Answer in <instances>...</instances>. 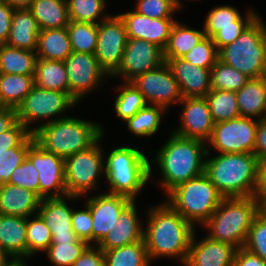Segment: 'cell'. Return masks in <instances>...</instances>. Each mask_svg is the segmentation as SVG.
<instances>
[{"label":"cell","mask_w":266,"mask_h":266,"mask_svg":"<svg viewBox=\"0 0 266 266\" xmlns=\"http://www.w3.org/2000/svg\"><path fill=\"white\" fill-rule=\"evenodd\" d=\"M14 10L7 2L0 0V44H6L8 40Z\"/></svg>","instance_id":"53"},{"label":"cell","mask_w":266,"mask_h":266,"mask_svg":"<svg viewBox=\"0 0 266 266\" xmlns=\"http://www.w3.org/2000/svg\"><path fill=\"white\" fill-rule=\"evenodd\" d=\"M175 0H136L134 11L149 18H173Z\"/></svg>","instance_id":"48"},{"label":"cell","mask_w":266,"mask_h":266,"mask_svg":"<svg viewBox=\"0 0 266 266\" xmlns=\"http://www.w3.org/2000/svg\"><path fill=\"white\" fill-rule=\"evenodd\" d=\"M178 82L182 98L206 97L211 91V69L201 68L182 58L164 59Z\"/></svg>","instance_id":"21"},{"label":"cell","mask_w":266,"mask_h":266,"mask_svg":"<svg viewBox=\"0 0 266 266\" xmlns=\"http://www.w3.org/2000/svg\"><path fill=\"white\" fill-rule=\"evenodd\" d=\"M67 31L73 52L95 54L98 24L69 21Z\"/></svg>","instance_id":"39"},{"label":"cell","mask_w":266,"mask_h":266,"mask_svg":"<svg viewBox=\"0 0 266 266\" xmlns=\"http://www.w3.org/2000/svg\"><path fill=\"white\" fill-rule=\"evenodd\" d=\"M254 154L259 163L266 162V119L258 120Z\"/></svg>","instance_id":"54"},{"label":"cell","mask_w":266,"mask_h":266,"mask_svg":"<svg viewBox=\"0 0 266 266\" xmlns=\"http://www.w3.org/2000/svg\"><path fill=\"white\" fill-rule=\"evenodd\" d=\"M240 11L233 6L217 5L205 16L203 29L207 37L212 38L222 27L235 26V21L241 16Z\"/></svg>","instance_id":"44"},{"label":"cell","mask_w":266,"mask_h":266,"mask_svg":"<svg viewBox=\"0 0 266 266\" xmlns=\"http://www.w3.org/2000/svg\"><path fill=\"white\" fill-rule=\"evenodd\" d=\"M232 266H266V260L242 247L237 249Z\"/></svg>","instance_id":"55"},{"label":"cell","mask_w":266,"mask_h":266,"mask_svg":"<svg viewBox=\"0 0 266 266\" xmlns=\"http://www.w3.org/2000/svg\"><path fill=\"white\" fill-rule=\"evenodd\" d=\"M143 240L150 261L173 258L184 265L195 227L186 221L167 201L147 210Z\"/></svg>","instance_id":"1"},{"label":"cell","mask_w":266,"mask_h":266,"mask_svg":"<svg viewBox=\"0 0 266 266\" xmlns=\"http://www.w3.org/2000/svg\"><path fill=\"white\" fill-rule=\"evenodd\" d=\"M34 141L31 133L18 147L0 151V184L9 182L12 172L26 159L28 149Z\"/></svg>","instance_id":"42"},{"label":"cell","mask_w":266,"mask_h":266,"mask_svg":"<svg viewBox=\"0 0 266 266\" xmlns=\"http://www.w3.org/2000/svg\"><path fill=\"white\" fill-rule=\"evenodd\" d=\"M35 142L45 151L67 158L92 146L103 134L97 122L77 117H65L42 126H34Z\"/></svg>","instance_id":"5"},{"label":"cell","mask_w":266,"mask_h":266,"mask_svg":"<svg viewBox=\"0 0 266 266\" xmlns=\"http://www.w3.org/2000/svg\"><path fill=\"white\" fill-rule=\"evenodd\" d=\"M2 251L0 247V266H17L12 260Z\"/></svg>","instance_id":"59"},{"label":"cell","mask_w":266,"mask_h":266,"mask_svg":"<svg viewBox=\"0 0 266 266\" xmlns=\"http://www.w3.org/2000/svg\"><path fill=\"white\" fill-rule=\"evenodd\" d=\"M85 209L76 210L73 208L71 223L74 233L80 240L92 245V215L90 208L85 204Z\"/></svg>","instance_id":"50"},{"label":"cell","mask_w":266,"mask_h":266,"mask_svg":"<svg viewBox=\"0 0 266 266\" xmlns=\"http://www.w3.org/2000/svg\"><path fill=\"white\" fill-rule=\"evenodd\" d=\"M35 52L39 59L64 61L73 52L67 27L40 30Z\"/></svg>","instance_id":"28"},{"label":"cell","mask_w":266,"mask_h":266,"mask_svg":"<svg viewBox=\"0 0 266 266\" xmlns=\"http://www.w3.org/2000/svg\"><path fill=\"white\" fill-rule=\"evenodd\" d=\"M15 9L29 8L33 0H4Z\"/></svg>","instance_id":"58"},{"label":"cell","mask_w":266,"mask_h":266,"mask_svg":"<svg viewBox=\"0 0 266 266\" xmlns=\"http://www.w3.org/2000/svg\"><path fill=\"white\" fill-rule=\"evenodd\" d=\"M28 9L41 30L61 29L70 21L67 0H33Z\"/></svg>","instance_id":"29"},{"label":"cell","mask_w":266,"mask_h":266,"mask_svg":"<svg viewBox=\"0 0 266 266\" xmlns=\"http://www.w3.org/2000/svg\"><path fill=\"white\" fill-rule=\"evenodd\" d=\"M34 81L37 87L69 94V83L64 61L37 58Z\"/></svg>","instance_id":"33"},{"label":"cell","mask_w":266,"mask_h":266,"mask_svg":"<svg viewBox=\"0 0 266 266\" xmlns=\"http://www.w3.org/2000/svg\"><path fill=\"white\" fill-rule=\"evenodd\" d=\"M72 266H105L103 251L96 245H89Z\"/></svg>","instance_id":"52"},{"label":"cell","mask_w":266,"mask_h":266,"mask_svg":"<svg viewBox=\"0 0 266 266\" xmlns=\"http://www.w3.org/2000/svg\"><path fill=\"white\" fill-rule=\"evenodd\" d=\"M205 98L214 123L241 116L234 91L211 89Z\"/></svg>","instance_id":"36"},{"label":"cell","mask_w":266,"mask_h":266,"mask_svg":"<svg viewBox=\"0 0 266 266\" xmlns=\"http://www.w3.org/2000/svg\"><path fill=\"white\" fill-rule=\"evenodd\" d=\"M88 246L87 242H60L51 244L45 253L54 266H72Z\"/></svg>","instance_id":"43"},{"label":"cell","mask_w":266,"mask_h":266,"mask_svg":"<svg viewBox=\"0 0 266 266\" xmlns=\"http://www.w3.org/2000/svg\"><path fill=\"white\" fill-rule=\"evenodd\" d=\"M27 158L38 170L41 199L68 195L65 187L64 158L45 151L35 141L28 149Z\"/></svg>","instance_id":"15"},{"label":"cell","mask_w":266,"mask_h":266,"mask_svg":"<svg viewBox=\"0 0 266 266\" xmlns=\"http://www.w3.org/2000/svg\"><path fill=\"white\" fill-rule=\"evenodd\" d=\"M144 96L147 104L169 110L182 100L178 82L166 62L159 67L136 76L130 81Z\"/></svg>","instance_id":"13"},{"label":"cell","mask_w":266,"mask_h":266,"mask_svg":"<svg viewBox=\"0 0 266 266\" xmlns=\"http://www.w3.org/2000/svg\"><path fill=\"white\" fill-rule=\"evenodd\" d=\"M105 266H151L144 240L103 251Z\"/></svg>","instance_id":"35"},{"label":"cell","mask_w":266,"mask_h":266,"mask_svg":"<svg viewBox=\"0 0 266 266\" xmlns=\"http://www.w3.org/2000/svg\"><path fill=\"white\" fill-rule=\"evenodd\" d=\"M210 151L207 149L204 173L223 197L253 196L259 167L257 156L254 153H218L212 156Z\"/></svg>","instance_id":"3"},{"label":"cell","mask_w":266,"mask_h":266,"mask_svg":"<svg viewBox=\"0 0 266 266\" xmlns=\"http://www.w3.org/2000/svg\"><path fill=\"white\" fill-rule=\"evenodd\" d=\"M80 197L66 195L64 197H53L41 199L38 214L47 224L52 233V243L60 242H86L80 240L72 229L71 216L73 208L69 207L67 201L73 202Z\"/></svg>","instance_id":"18"},{"label":"cell","mask_w":266,"mask_h":266,"mask_svg":"<svg viewBox=\"0 0 266 266\" xmlns=\"http://www.w3.org/2000/svg\"><path fill=\"white\" fill-rule=\"evenodd\" d=\"M253 198L258 202L259 207L266 202V162L259 163L257 185Z\"/></svg>","instance_id":"56"},{"label":"cell","mask_w":266,"mask_h":266,"mask_svg":"<svg viewBox=\"0 0 266 266\" xmlns=\"http://www.w3.org/2000/svg\"><path fill=\"white\" fill-rule=\"evenodd\" d=\"M77 104L66 92L44 89L34 85L22 104L16 109L18 121L33 133L32 125L34 123L41 120V124L37 125L42 126L45 123L65 118L67 117L65 116L66 110ZM44 119L47 121L45 122Z\"/></svg>","instance_id":"10"},{"label":"cell","mask_w":266,"mask_h":266,"mask_svg":"<svg viewBox=\"0 0 266 266\" xmlns=\"http://www.w3.org/2000/svg\"><path fill=\"white\" fill-rule=\"evenodd\" d=\"M35 51L0 44V73L35 75Z\"/></svg>","instance_id":"32"},{"label":"cell","mask_w":266,"mask_h":266,"mask_svg":"<svg viewBox=\"0 0 266 266\" xmlns=\"http://www.w3.org/2000/svg\"><path fill=\"white\" fill-rule=\"evenodd\" d=\"M180 127L173 133L185 138L200 139L207 142L213 132L214 122L205 97H185L179 102Z\"/></svg>","instance_id":"19"},{"label":"cell","mask_w":266,"mask_h":266,"mask_svg":"<svg viewBox=\"0 0 266 266\" xmlns=\"http://www.w3.org/2000/svg\"><path fill=\"white\" fill-rule=\"evenodd\" d=\"M249 79V77L219 59L211 68V89L237 92Z\"/></svg>","instance_id":"41"},{"label":"cell","mask_w":266,"mask_h":266,"mask_svg":"<svg viewBox=\"0 0 266 266\" xmlns=\"http://www.w3.org/2000/svg\"><path fill=\"white\" fill-rule=\"evenodd\" d=\"M40 202L41 198L26 188L0 184V214L28 218L38 213Z\"/></svg>","instance_id":"25"},{"label":"cell","mask_w":266,"mask_h":266,"mask_svg":"<svg viewBox=\"0 0 266 266\" xmlns=\"http://www.w3.org/2000/svg\"><path fill=\"white\" fill-rule=\"evenodd\" d=\"M27 218L0 214V247L16 265H27Z\"/></svg>","instance_id":"24"},{"label":"cell","mask_w":266,"mask_h":266,"mask_svg":"<svg viewBox=\"0 0 266 266\" xmlns=\"http://www.w3.org/2000/svg\"><path fill=\"white\" fill-rule=\"evenodd\" d=\"M236 93L241 116L266 119V75L250 78Z\"/></svg>","instance_id":"27"},{"label":"cell","mask_w":266,"mask_h":266,"mask_svg":"<svg viewBox=\"0 0 266 266\" xmlns=\"http://www.w3.org/2000/svg\"><path fill=\"white\" fill-rule=\"evenodd\" d=\"M204 29H193L180 21L172 26L168 43L163 50L164 59L181 58L182 55L188 53L196 46L204 37Z\"/></svg>","instance_id":"31"},{"label":"cell","mask_w":266,"mask_h":266,"mask_svg":"<svg viewBox=\"0 0 266 266\" xmlns=\"http://www.w3.org/2000/svg\"><path fill=\"white\" fill-rule=\"evenodd\" d=\"M8 183L26 188L39 196L38 170L27 157L23 163L12 172Z\"/></svg>","instance_id":"49"},{"label":"cell","mask_w":266,"mask_h":266,"mask_svg":"<svg viewBox=\"0 0 266 266\" xmlns=\"http://www.w3.org/2000/svg\"><path fill=\"white\" fill-rule=\"evenodd\" d=\"M170 132L169 139L156 151L154 158L162 175L159 185L165 195L179 184L202 175L207 155L205 141Z\"/></svg>","instance_id":"2"},{"label":"cell","mask_w":266,"mask_h":266,"mask_svg":"<svg viewBox=\"0 0 266 266\" xmlns=\"http://www.w3.org/2000/svg\"><path fill=\"white\" fill-rule=\"evenodd\" d=\"M166 198L167 202L194 227L199 224L202 227L224 199L205 173L179 184L166 195Z\"/></svg>","instance_id":"8"},{"label":"cell","mask_w":266,"mask_h":266,"mask_svg":"<svg viewBox=\"0 0 266 266\" xmlns=\"http://www.w3.org/2000/svg\"><path fill=\"white\" fill-rule=\"evenodd\" d=\"M243 248L266 260V217L260 212L253 219Z\"/></svg>","instance_id":"46"},{"label":"cell","mask_w":266,"mask_h":266,"mask_svg":"<svg viewBox=\"0 0 266 266\" xmlns=\"http://www.w3.org/2000/svg\"><path fill=\"white\" fill-rule=\"evenodd\" d=\"M257 126L258 119L245 116L214 123L207 149L212 147L217 153H254Z\"/></svg>","instance_id":"11"},{"label":"cell","mask_w":266,"mask_h":266,"mask_svg":"<svg viewBox=\"0 0 266 266\" xmlns=\"http://www.w3.org/2000/svg\"><path fill=\"white\" fill-rule=\"evenodd\" d=\"M259 212L266 217V202L259 207Z\"/></svg>","instance_id":"60"},{"label":"cell","mask_w":266,"mask_h":266,"mask_svg":"<svg viewBox=\"0 0 266 266\" xmlns=\"http://www.w3.org/2000/svg\"><path fill=\"white\" fill-rule=\"evenodd\" d=\"M116 88L117 96L114 100L113 109L116 116L123 122H126L140 109L145 107L147 102L144 96L131 82H122V84L118 85Z\"/></svg>","instance_id":"37"},{"label":"cell","mask_w":266,"mask_h":266,"mask_svg":"<svg viewBox=\"0 0 266 266\" xmlns=\"http://www.w3.org/2000/svg\"><path fill=\"white\" fill-rule=\"evenodd\" d=\"M258 15L257 11L250 8V10L246 11L245 17L240 16L235 21V26L222 27V29L212 37L217 50L219 51L224 46L233 43Z\"/></svg>","instance_id":"47"},{"label":"cell","mask_w":266,"mask_h":266,"mask_svg":"<svg viewBox=\"0 0 266 266\" xmlns=\"http://www.w3.org/2000/svg\"><path fill=\"white\" fill-rule=\"evenodd\" d=\"M17 122L16 109L0 106V133L11 129Z\"/></svg>","instance_id":"57"},{"label":"cell","mask_w":266,"mask_h":266,"mask_svg":"<svg viewBox=\"0 0 266 266\" xmlns=\"http://www.w3.org/2000/svg\"><path fill=\"white\" fill-rule=\"evenodd\" d=\"M181 58L191 64L211 69L219 59L218 50L213 43L212 38L205 36L196 46L188 53H185Z\"/></svg>","instance_id":"45"},{"label":"cell","mask_w":266,"mask_h":266,"mask_svg":"<svg viewBox=\"0 0 266 266\" xmlns=\"http://www.w3.org/2000/svg\"><path fill=\"white\" fill-rule=\"evenodd\" d=\"M259 213L258 202L251 197L224 198L210 218L202 225L212 240L242 248L254 217Z\"/></svg>","instance_id":"6"},{"label":"cell","mask_w":266,"mask_h":266,"mask_svg":"<svg viewBox=\"0 0 266 266\" xmlns=\"http://www.w3.org/2000/svg\"><path fill=\"white\" fill-rule=\"evenodd\" d=\"M126 27L128 39H140L165 49L176 18H149L134 10L117 13Z\"/></svg>","instance_id":"20"},{"label":"cell","mask_w":266,"mask_h":266,"mask_svg":"<svg viewBox=\"0 0 266 266\" xmlns=\"http://www.w3.org/2000/svg\"><path fill=\"white\" fill-rule=\"evenodd\" d=\"M132 201L119 215L118 222L97 245L102 251L143 241L144 226L138 217V209Z\"/></svg>","instance_id":"23"},{"label":"cell","mask_w":266,"mask_h":266,"mask_svg":"<svg viewBox=\"0 0 266 266\" xmlns=\"http://www.w3.org/2000/svg\"><path fill=\"white\" fill-rule=\"evenodd\" d=\"M102 135L92 146L64 159L65 187L68 195L85 197L99 186L104 174Z\"/></svg>","instance_id":"9"},{"label":"cell","mask_w":266,"mask_h":266,"mask_svg":"<svg viewBox=\"0 0 266 266\" xmlns=\"http://www.w3.org/2000/svg\"><path fill=\"white\" fill-rule=\"evenodd\" d=\"M163 50L140 39H128L118 69L110 76L130 82L136 76L153 70L164 63Z\"/></svg>","instance_id":"16"},{"label":"cell","mask_w":266,"mask_h":266,"mask_svg":"<svg viewBox=\"0 0 266 266\" xmlns=\"http://www.w3.org/2000/svg\"><path fill=\"white\" fill-rule=\"evenodd\" d=\"M168 110L161 106L147 104L126 122V128L137 137H151L158 133L163 115Z\"/></svg>","instance_id":"34"},{"label":"cell","mask_w":266,"mask_h":266,"mask_svg":"<svg viewBox=\"0 0 266 266\" xmlns=\"http://www.w3.org/2000/svg\"><path fill=\"white\" fill-rule=\"evenodd\" d=\"M40 30L37 20L28 8L15 9L6 44L19 49L36 51Z\"/></svg>","instance_id":"26"},{"label":"cell","mask_w":266,"mask_h":266,"mask_svg":"<svg viewBox=\"0 0 266 266\" xmlns=\"http://www.w3.org/2000/svg\"><path fill=\"white\" fill-rule=\"evenodd\" d=\"M64 63L69 83V95L77 103L95 89L100 88L102 83L104 85L106 83L104 79L110 78L100 66L95 54L72 52Z\"/></svg>","instance_id":"12"},{"label":"cell","mask_w":266,"mask_h":266,"mask_svg":"<svg viewBox=\"0 0 266 266\" xmlns=\"http://www.w3.org/2000/svg\"><path fill=\"white\" fill-rule=\"evenodd\" d=\"M31 132L19 121L9 130L0 133V151L18 147Z\"/></svg>","instance_id":"51"},{"label":"cell","mask_w":266,"mask_h":266,"mask_svg":"<svg viewBox=\"0 0 266 266\" xmlns=\"http://www.w3.org/2000/svg\"><path fill=\"white\" fill-rule=\"evenodd\" d=\"M34 76L0 73V106L17 109L35 85Z\"/></svg>","instance_id":"30"},{"label":"cell","mask_w":266,"mask_h":266,"mask_svg":"<svg viewBox=\"0 0 266 266\" xmlns=\"http://www.w3.org/2000/svg\"><path fill=\"white\" fill-rule=\"evenodd\" d=\"M192 1H195V0H192ZM196 1H197V0H196ZM198 1H199V0H198ZM175 4H176L178 10L182 9V7L184 6V5H183V0H182V1H181V0H175Z\"/></svg>","instance_id":"61"},{"label":"cell","mask_w":266,"mask_h":266,"mask_svg":"<svg viewBox=\"0 0 266 266\" xmlns=\"http://www.w3.org/2000/svg\"><path fill=\"white\" fill-rule=\"evenodd\" d=\"M86 198L92 221V245H98L118 222L121 212L132 202L131 199L117 194L103 192Z\"/></svg>","instance_id":"17"},{"label":"cell","mask_w":266,"mask_h":266,"mask_svg":"<svg viewBox=\"0 0 266 266\" xmlns=\"http://www.w3.org/2000/svg\"><path fill=\"white\" fill-rule=\"evenodd\" d=\"M132 145H122L104 155L107 192L136 201L152 176V164L146 153ZM106 159V160H105Z\"/></svg>","instance_id":"4"},{"label":"cell","mask_w":266,"mask_h":266,"mask_svg":"<svg viewBox=\"0 0 266 266\" xmlns=\"http://www.w3.org/2000/svg\"><path fill=\"white\" fill-rule=\"evenodd\" d=\"M27 218V259H31L38 252H45L52 243V233L47 224L37 213Z\"/></svg>","instance_id":"40"},{"label":"cell","mask_w":266,"mask_h":266,"mask_svg":"<svg viewBox=\"0 0 266 266\" xmlns=\"http://www.w3.org/2000/svg\"><path fill=\"white\" fill-rule=\"evenodd\" d=\"M219 60L249 78L266 75V24L258 15L240 36L218 51Z\"/></svg>","instance_id":"7"},{"label":"cell","mask_w":266,"mask_h":266,"mask_svg":"<svg viewBox=\"0 0 266 266\" xmlns=\"http://www.w3.org/2000/svg\"><path fill=\"white\" fill-rule=\"evenodd\" d=\"M127 41L126 27L118 14H112L98 24L95 57L109 76L120 66Z\"/></svg>","instance_id":"14"},{"label":"cell","mask_w":266,"mask_h":266,"mask_svg":"<svg viewBox=\"0 0 266 266\" xmlns=\"http://www.w3.org/2000/svg\"><path fill=\"white\" fill-rule=\"evenodd\" d=\"M195 234L196 232L192 237L184 266H232L236 247L207 236L197 241Z\"/></svg>","instance_id":"22"},{"label":"cell","mask_w":266,"mask_h":266,"mask_svg":"<svg viewBox=\"0 0 266 266\" xmlns=\"http://www.w3.org/2000/svg\"><path fill=\"white\" fill-rule=\"evenodd\" d=\"M107 0H67L70 21L99 24L110 15L105 14Z\"/></svg>","instance_id":"38"}]
</instances>
